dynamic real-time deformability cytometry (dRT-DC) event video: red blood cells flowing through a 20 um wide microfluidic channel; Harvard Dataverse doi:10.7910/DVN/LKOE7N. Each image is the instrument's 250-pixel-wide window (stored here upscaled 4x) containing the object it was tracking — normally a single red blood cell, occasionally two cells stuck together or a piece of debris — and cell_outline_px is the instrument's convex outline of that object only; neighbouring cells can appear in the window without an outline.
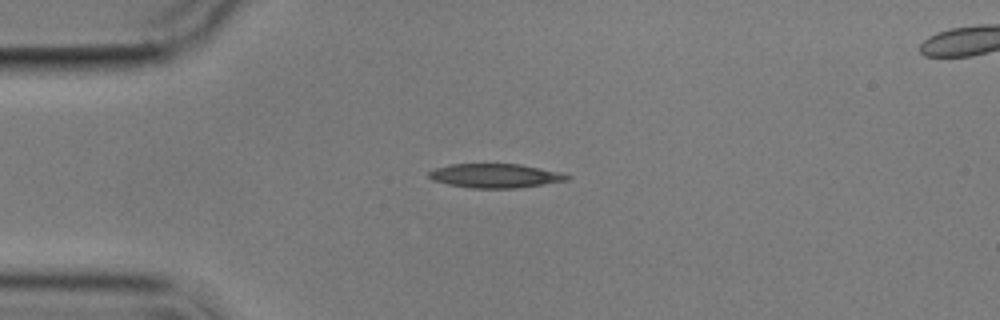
{"species": "common noctule bat (a hibernating species)", "species_latin": "Nyctalus noctula", "temperature_condition": "cold", "stored_images_in_passage": 6, "camera_frame_rate_fps": 3000, "um_per_image_px": 0.085, "animal": {"sex": "male", "body_mass_g": 17.9}, "frame": {"image": 1, "passage_image": 1, "time_ms": 0.0, "image_size_px": [1000, 320], "cell_outline_px": [[572, 176], [568, 180], [544, 184], [516, 188], [472, 188], [448, 184], [432, 180], [428, 176], [428, 172], [436, 168], [448, 164], [520, 164], [560, 172]], "centroid_in_image_um": [42.09, 14.93], "position_along_channel_um": 42.9, "area_um2": 19.36}}
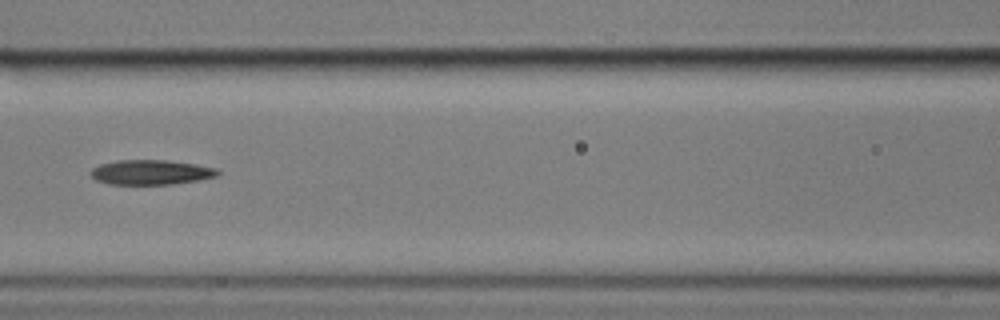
{"frame": {"image": 2, "passage_image": 4, "time_ms": 3.667, "image_size_px": [1000, 320], "cell_outline_px": [[220, 172], [216, 176], [200, 180], [172, 184], [108, 184], [96, 180], [88, 172], [92, 168], [100, 164], [120, 160], [168, 160], [196, 164], [216, 168]], "centroid_in_image_um": [12.82, 14.64], "position_along_channel_um": 153.8, "area_um2": 18.38}}
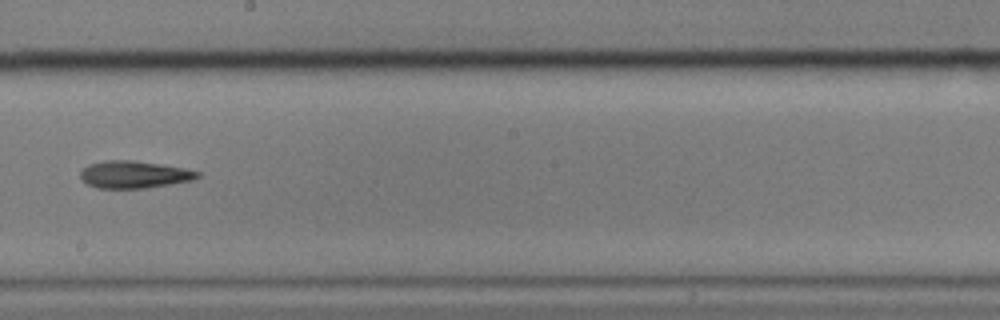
{"frame": {"image": 3, "passage_image": 6, "time_ms": 6.0, "image_size_px": [1000, 320], "cell_outline_px": [[200, 176], [192, 180], [144, 188], [96, 188], [88, 184], [80, 176], [80, 172], [88, 164], [108, 160], [132, 160], [184, 168], [200, 172]], "centroid_in_image_um": [11.38, 14.83], "position_along_channel_um": 236.8, "area_um2": 18.32}}